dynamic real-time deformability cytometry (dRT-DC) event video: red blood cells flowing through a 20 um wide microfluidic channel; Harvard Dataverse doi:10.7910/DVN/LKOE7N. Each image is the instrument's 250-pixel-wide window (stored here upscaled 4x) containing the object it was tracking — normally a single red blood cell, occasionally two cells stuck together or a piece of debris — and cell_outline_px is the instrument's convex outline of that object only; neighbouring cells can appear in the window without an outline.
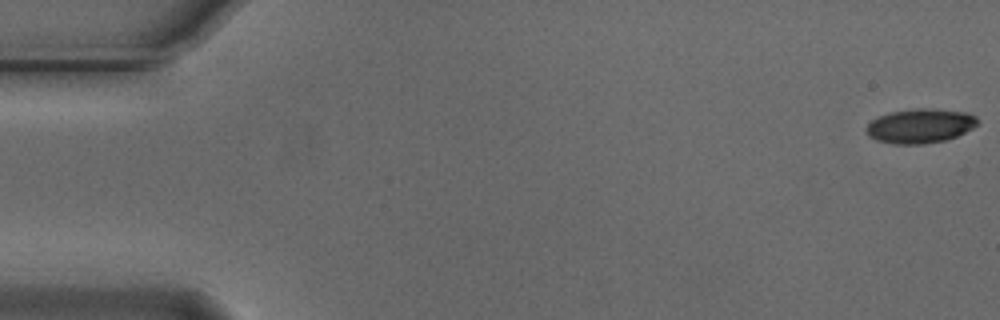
{"species": "Egyptian fruit bat (a non-hibernating species)", "species_latin": "Rousettus aegyptiacus", "temperature_condition": "cold", "stored_images_in_passage": 55, "camera_frame_rate_fps": 3000, "um_per_image_px": 0.085, "animal": {"sex": "male"}, "frame": {"image": 1, "passage_image": 1, "time_ms": 0.0, "image_size_px": [1000, 320], "cell_outline_px": [[980, 120], [972, 128], [956, 136], [944, 140], [920, 144], [896, 144], [876, 140], [868, 136], [864, 128], [872, 120], [880, 116], [892, 112], [916, 108], [932, 108], [968, 112], [976, 116]], "centroid_in_image_um": [78.21, 10.69], "position_along_channel_um": 6.8, "area_um2": 22.25}}
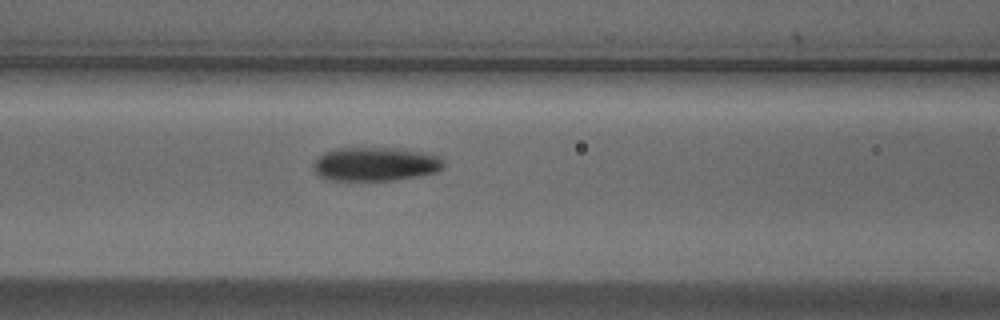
{"frame": {"image": 2, "passage_image": 23, "time_ms": 7.333, "image_size_px": [1000, 320], "cell_outline_px": [[444, 168], [436, 172], [420, 176], [396, 180], [332, 180], [316, 176], [312, 168], [312, 164], [324, 152], [336, 148], [396, 148], [424, 152], [440, 156], [444, 160]], "centroid_in_image_um": [31.92, 13.95], "position_along_channel_um": 134.7, "area_um2": 26.01}}
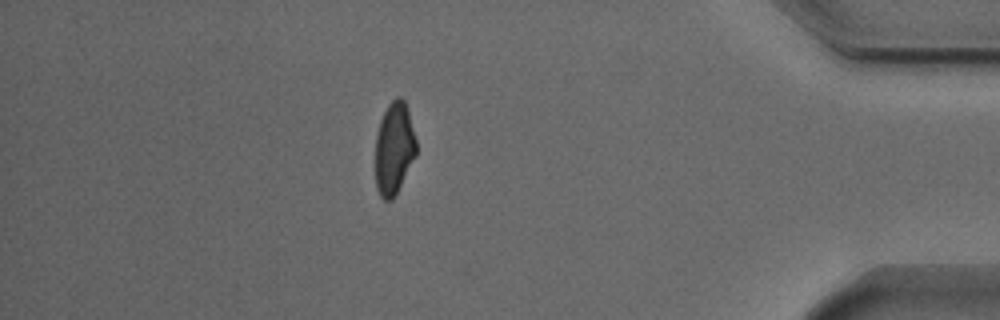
{"frame": {"image": 3, "passage_image": 48, "time_ms": 15.667, "image_size_px": [1000, 320], "cell_outline_px": [[416, 156], [392, 200], [384, 200], [380, 196], [376, 188], [376, 136], [380, 120], [388, 104], [396, 96], [400, 96], [404, 100], [408, 108], [416, 140]], "centroid_in_image_um": [33.5, 12.58], "position_along_channel_um": 401.7, "area_um2": 21.96}, "authors_computed_cell_mechanics": {"area_um2": 23.12, "velocity_mm_per_s": 3.7472, "shape_relaxation_time_tau1_ms": 2.9297, "shape_relaxation_time_tau2_ms": 7.3867, "deformation_change_tau1": 0.1302, "deformation_change_tau2": 0.1445}}